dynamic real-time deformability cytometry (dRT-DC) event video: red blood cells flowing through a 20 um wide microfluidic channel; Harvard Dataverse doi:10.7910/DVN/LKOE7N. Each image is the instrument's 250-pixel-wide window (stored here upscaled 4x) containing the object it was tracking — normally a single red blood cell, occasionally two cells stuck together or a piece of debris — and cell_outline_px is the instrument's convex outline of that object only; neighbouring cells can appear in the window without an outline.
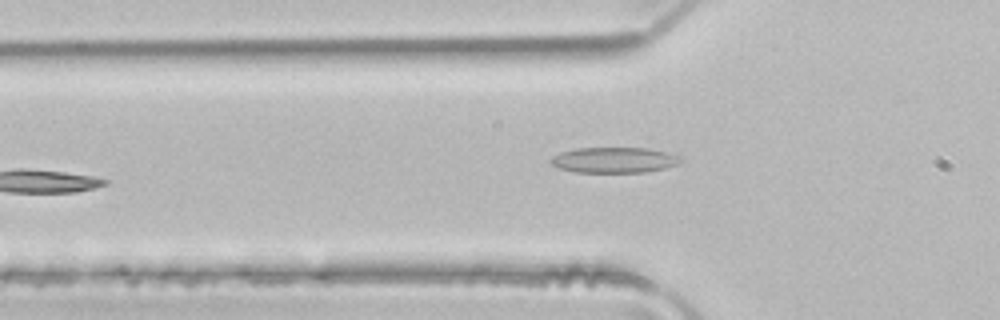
{"species": "common noctule bat (a hibernating species)", "species_latin": "Nyctalus noctula", "temperature_condition": "room temperature", "stored_images_in_passage": 4, "camera_frame_rate_fps": 3000, "um_per_image_px": 0.085, "animal": {"sex": "male", "body_mass_g": 21.5, "forearm_length_mm": 52.0}, "frame": {"image": 1, "passage_image": 4, "time_ms": 1.0, "image_size_px": [1000, 320], "cell_outline_px": [[680, 160], [676, 164], [664, 168], [644, 172], [576, 172], [560, 168], [552, 164], [552, 156], [560, 152], [576, 148], [648, 148], [668, 152], [680, 156]], "centroid_in_image_um": [52.2, 13.59], "position_along_channel_um": 73.6, "area_um2": 19.13}}